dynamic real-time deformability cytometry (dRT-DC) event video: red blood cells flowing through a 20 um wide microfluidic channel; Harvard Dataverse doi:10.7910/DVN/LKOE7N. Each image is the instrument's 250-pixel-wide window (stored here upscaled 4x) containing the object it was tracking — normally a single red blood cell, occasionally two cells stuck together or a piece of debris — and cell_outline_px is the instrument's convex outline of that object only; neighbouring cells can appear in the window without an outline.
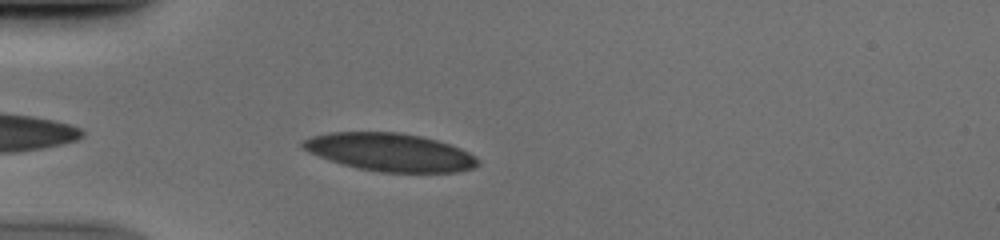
{"species": "human", "species_latin": "Homo sapiens", "temperature_condition": "cold", "stored_images_in_passage": 39, "camera_frame_rate_fps": 3000, "um_per_image_px": 0.085, "donor": {"sex": "male"}, "frame": {"image": 1, "passage_image": 3, "time_ms": 0.667, "image_size_px": [1000, 240], "cell_outline_px": [[480, 164], [472, 168], [456, 172], [384, 172], [356, 168], [328, 160], [308, 152], [300, 148], [300, 140], [312, 136], [328, 132], [396, 132], [420, 136], [436, 140], [460, 148], [476, 156], [480, 160]], "centroid_in_image_um": [33.1, 12.93], "position_along_channel_um": 51.9, "area_um2": 38.9}}
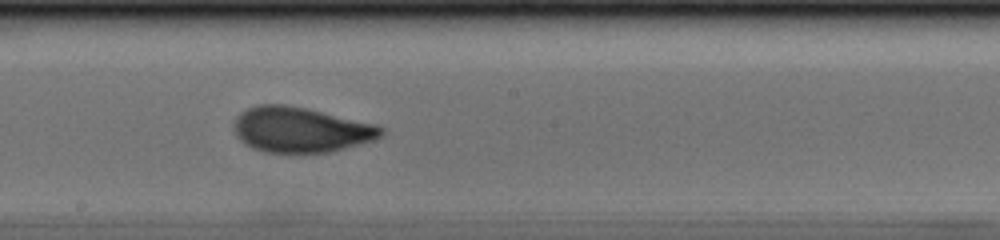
{"frame": {"image": 2, "passage_image": 17, "time_ms": 5.333, "image_size_px": [1000, 240], "cell_outline_px": [[384, 132], [380, 136], [372, 140], [344, 148], [328, 152], [296, 156], [292, 156], [264, 152], [252, 148], [244, 144], [236, 136], [232, 124], [236, 116], [240, 112], [256, 104], [284, 104], [308, 108], [376, 124], [384, 128]], "centroid_in_image_um": [25.49, 11.06], "position_along_channel_um": 222.7, "area_um2": 39.94}}
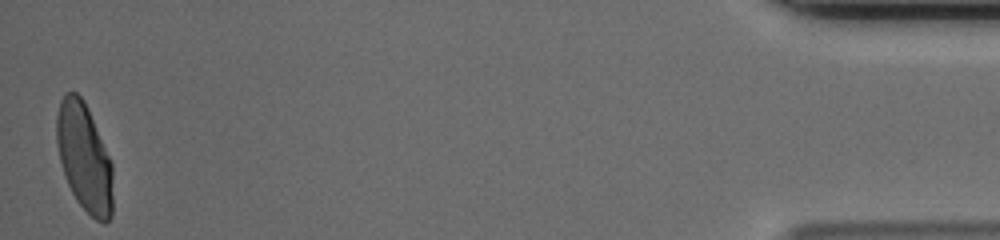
{"frame": {"image": 3, "passage_image": 39, "time_ms": 12.667, "image_size_px": [1000, 240], "cell_outline_px": [[112, 216], [104, 224], [96, 220], [76, 200], [68, 184], [60, 160], [56, 140], [56, 116], [60, 100], [64, 92], [76, 92], [84, 100], [112, 164]], "centroid_in_image_um": [7.15, 13.37], "position_along_channel_um": 428.0, "area_um2": 35.14}}